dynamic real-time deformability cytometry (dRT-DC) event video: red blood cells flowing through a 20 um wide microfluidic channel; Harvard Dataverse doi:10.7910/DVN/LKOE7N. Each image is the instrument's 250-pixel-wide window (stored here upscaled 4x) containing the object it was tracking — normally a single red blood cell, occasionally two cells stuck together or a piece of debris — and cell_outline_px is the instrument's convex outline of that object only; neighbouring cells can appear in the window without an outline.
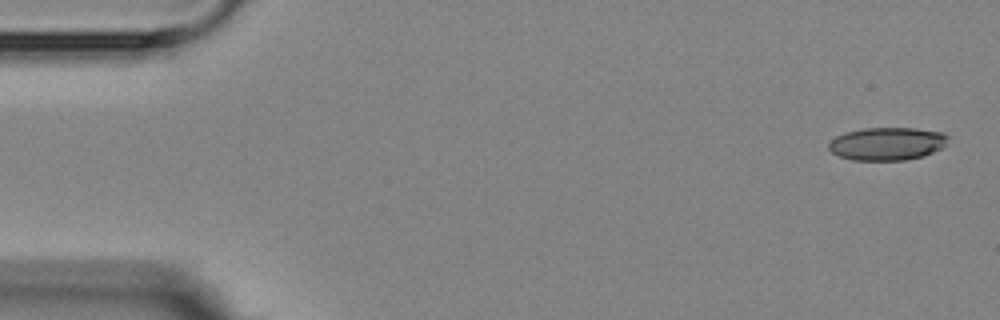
{"species": "Egyptian fruit bat (a non-hibernating species)", "species_latin": "Rousettus aegyptiacus", "temperature_condition": "room temperature", "stored_images_in_passage": 5, "camera_frame_rate_fps": 3000, "um_per_image_px": 0.085, "animal": {"sex": "female"}, "frame": {"image": 1, "passage_image": 1, "time_ms": 0.0, "image_size_px": [1000, 320], "cell_outline_px": [[948, 136], [944, 144], [940, 148], [924, 156], [904, 160], [852, 160], [840, 156], [832, 152], [828, 148], [828, 144], [836, 136], [844, 132], [864, 128], [916, 128], [944, 132]], "centroid_in_image_um": [75.39, 12.21], "position_along_channel_um": 9.6, "area_um2": 22.83}}